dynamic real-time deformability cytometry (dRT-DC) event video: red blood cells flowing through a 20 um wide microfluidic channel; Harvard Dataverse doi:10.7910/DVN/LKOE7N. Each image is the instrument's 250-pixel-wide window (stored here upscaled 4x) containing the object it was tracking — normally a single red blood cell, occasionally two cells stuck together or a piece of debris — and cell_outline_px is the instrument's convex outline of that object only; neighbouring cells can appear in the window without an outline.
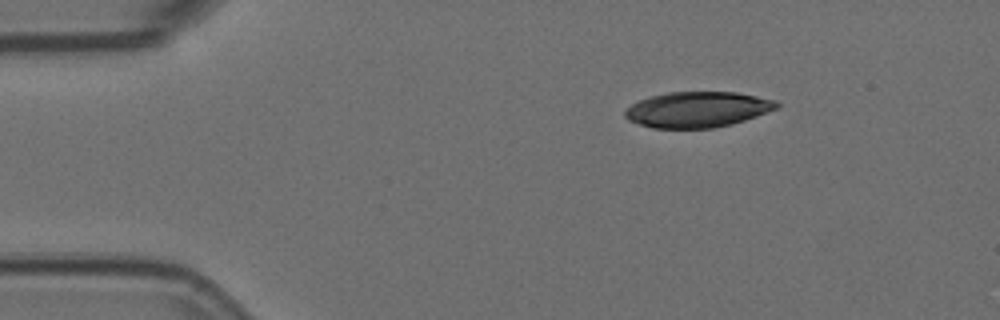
{"species": "Egyptian fruit bat (a non-hibernating species)", "species_latin": "Rousettus aegyptiacus", "temperature_condition": "room temperature", "stored_images_in_passage": 3, "segment_of_instrument_passage": [1, 2], "camera_frame_rate_fps": 3000, "um_per_image_px": 0.085, "animal": {"sex": "female"}, "frame": {"image": 1, "passage_image": 1, "time_ms": 0.0, "image_size_px": [1000, 320], "cell_outline_px": [[780, 108], [732, 124], [712, 128], [652, 128], [628, 120], [624, 116], [624, 112], [632, 104], [648, 96], [668, 92], [736, 92], [776, 100], [780, 104]], "centroid_in_image_um": [59.3, 9.3], "position_along_channel_um": 25.7, "area_um2": 31.56}}